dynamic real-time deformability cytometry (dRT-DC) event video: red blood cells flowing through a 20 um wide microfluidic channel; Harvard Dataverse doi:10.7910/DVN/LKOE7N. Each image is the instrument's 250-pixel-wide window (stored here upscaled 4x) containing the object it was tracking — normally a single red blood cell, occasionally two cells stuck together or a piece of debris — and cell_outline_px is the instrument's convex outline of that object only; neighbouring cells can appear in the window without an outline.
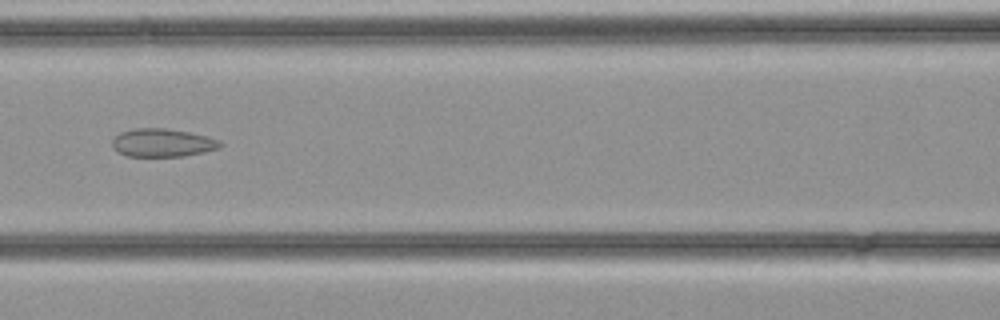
{"species": "common noctule bat (a hibernating species)", "species_latin": "Nyctalus noctula", "temperature_condition": "cold", "stored_images_in_passage": 27, "camera_frame_rate_fps": 3000, "um_per_image_px": 0.085, "animal": {"sex": "female", "body_mass_g": 21.9}, "frame": {"image": 1, "passage_image": 7, "time_ms": 2.0, "image_size_px": [1000, 320], "cell_outline_px": [[224, 144], [220, 148], [204, 152], [184, 156], [128, 156], [112, 148], [112, 140], [120, 132], [136, 128], [164, 128], [188, 132], [208, 136], [220, 140]], "centroid_in_image_um": [13.84, 12.13], "position_along_channel_um": 152.8, "area_um2": 17.74}}
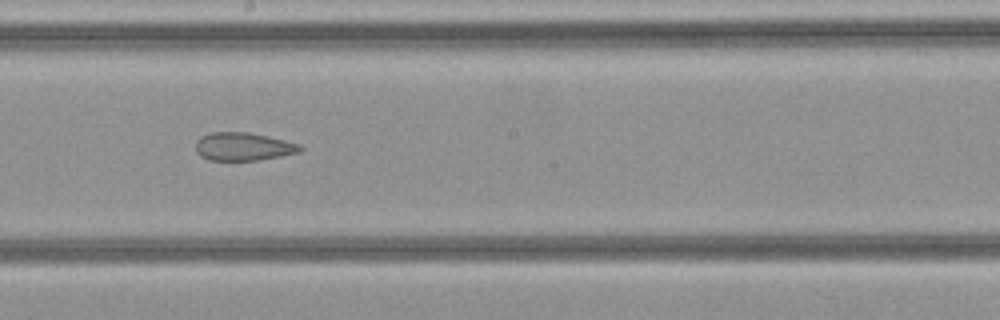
{"frame": {"image": 2, "passage_image": 11, "time_ms": 3.333, "image_size_px": [1000, 320], "cell_outline_px": [[304, 148], [300, 152], [280, 156], [256, 160], [208, 160], [200, 156], [196, 152], [196, 140], [200, 136], [212, 132], [248, 132], [268, 136], [300, 144]], "centroid_in_image_um": [20.66, 12.45], "position_along_channel_um": 227.5, "area_um2": 17.17}}
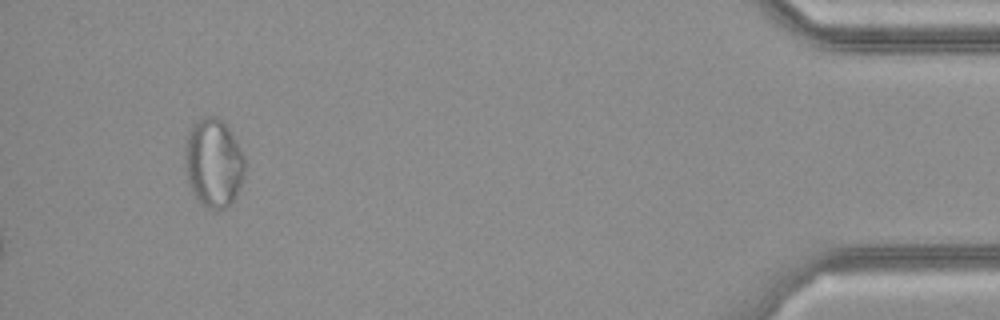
{"frame": {"image": 3, "passage_image": 25, "time_ms": 8.0, "image_size_px": [1000, 320], "cell_outline_px": [[244, 176], [236, 196], [224, 208], [204, 208], [200, 204], [192, 192], [188, 180], [184, 164], [184, 152], [188, 132], [192, 124], [196, 120], [204, 116], [216, 116], [228, 128], [236, 140], [244, 156]], "centroid_in_image_um": [18.12, 13.83], "position_along_channel_um": 417.1, "area_um2": 30.98}}